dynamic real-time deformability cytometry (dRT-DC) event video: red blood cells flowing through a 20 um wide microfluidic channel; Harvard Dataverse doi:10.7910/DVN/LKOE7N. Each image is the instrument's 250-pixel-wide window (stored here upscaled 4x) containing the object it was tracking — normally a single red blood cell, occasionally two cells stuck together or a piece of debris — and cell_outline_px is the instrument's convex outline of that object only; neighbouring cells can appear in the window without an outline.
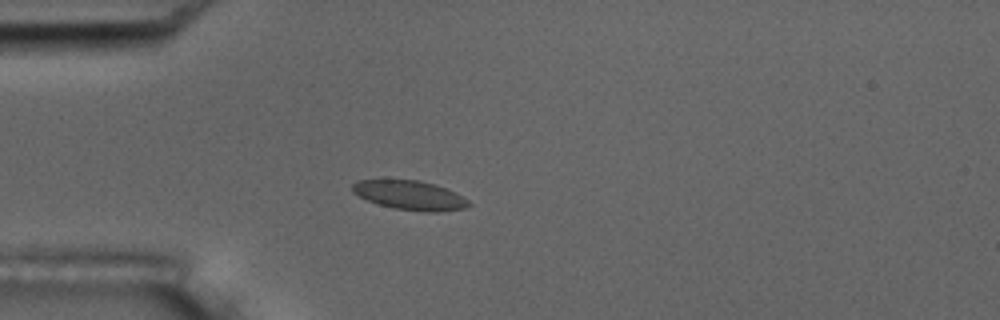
{"species": "common noctule bat (a hibernating species)", "species_latin": "Nyctalus noctula", "temperature_condition": "room temperature", "stored_images_in_passage": 4, "camera_frame_rate_fps": 3000, "um_per_image_px": 0.085, "animal": {"sex": "male", "body_mass_g": 17.5, "forearm_length_mm": 52.3}, "frame": {"image": 1, "passage_image": 4, "time_ms": 3.667, "image_size_px": [1000, 320], "cell_outline_px": [[472, 204], [464, 208], [440, 212], [424, 212], [396, 208], [380, 204], [368, 200], [352, 192], [352, 184], [360, 180], [416, 180], [436, 184], [468, 200]], "centroid_in_image_um": [34.84, 16.6], "position_along_channel_um": 50.2, "area_um2": 19.42}}